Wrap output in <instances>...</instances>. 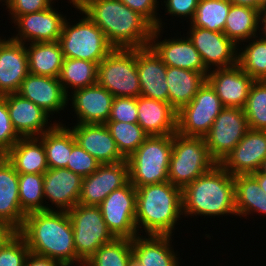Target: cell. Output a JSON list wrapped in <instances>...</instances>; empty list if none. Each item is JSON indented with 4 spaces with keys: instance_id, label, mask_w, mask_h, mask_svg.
<instances>
[{
    "instance_id": "d4e9b609",
    "label": "cell",
    "mask_w": 266,
    "mask_h": 266,
    "mask_svg": "<svg viewBox=\"0 0 266 266\" xmlns=\"http://www.w3.org/2000/svg\"><path fill=\"white\" fill-rule=\"evenodd\" d=\"M21 97L32 101L49 115L60 113L68 103L58 78L28 74L17 92Z\"/></svg>"
},
{
    "instance_id": "83f0119b",
    "label": "cell",
    "mask_w": 266,
    "mask_h": 266,
    "mask_svg": "<svg viewBox=\"0 0 266 266\" xmlns=\"http://www.w3.org/2000/svg\"><path fill=\"white\" fill-rule=\"evenodd\" d=\"M137 111V123L149 136L177 132V111L169 103L139 96Z\"/></svg>"
},
{
    "instance_id": "9c48e42d",
    "label": "cell",
    "mask_w": 266,
    "mask_h": 266,
    "mask_svg": "<svg viewBox=\"0 0 266 266\" xmlns=\"http://www.w3.org/2000/svg\"><path fill=\"white\" fill-rule=\"evenodd\" d=\"M78 258L85 263L115 237L108 230L99 206L77 204L68 211Z\"/></svg>"
},
{
    "instance_id": "b9f144b4",
    "label": "cell",
    "mask_w": 266,
    "mask_h": 266,
    "mask_svg": "<svg viewBox=\"0 0 266 266\" xmlns=\"http://www.w3.org/2000/svg\"><path fill=\"white\" fill-rule=\"evenodd\" d=\"M30 250L17 232L0 250V266H24Z\"/></svg>"
},
{
    "instance_id": "ffe728a7",
    "label": "cell",
    "mask_w": 266,
    "mask_h": 266,
    "mask_svg": "<svg viewBox=\"0 0 266 266\" xmlns=\"http://www.w3.org/2000/svg\"><path fill=\"white\" fill-rule=\"evenodd\" d=\"M136 66L140 96L169 103L167 66L150 46L136 49Z\"/></svg>"
},
{
    "instance_id": "681fc988",
    "label": "cell",
    "mask_w": 266,
    "mask_h": 266,
    "mask_svg": "<svg viewBox=\"0 0 266 266\" xmlns=\"http://www.w3.org/2000/svg\"><path fill=\"white\" fill-rule=\"evenodd\" d=\"M24 266H63L59 261L30 253Z\"/></svg>"
},
{
    "instance_id": "836d02e7",
    "label": "cell",
    "mask_w": 266,
    "mask_h": 266,
    "mask_svg": "<svg viewBox=\"0 0 266 266\" xmlns=\"http://www.w3.org/2000/svg\"><path fill=\"white\" fill-rule=\"evenodd\" d=\"M260 10L231 4L223 33L238 46L241 42H247L259 31Z\"/></svg>"
},
{
    "instance_id": "f35d334b",
    "label": "cell",
    "mask_w": 266,
    "mask_h": 266,
    "mask_svg": "<svg viewBox=\"0 0 266 266\" xmlns=\"http://www.w3.org/2000/svg\"><path fill=\"white\" fill-rule=\"evenodd\" d=\"M131 264V239L114 238L111 242L103 244L84 263V266H131Z\"/></svg>"
},
{
    "instance_id": "e0dca14e",
    "label": "cell",
    "mask_w": 266,
    "mask_h": 266,
    "mask_svg": "<svg viewBox=\"0 0 266 266\" xmlns=\"http://www.w3.org/2000/svg\"><path fill=\"white\" fill-rule=\"evenodd\" d=\"M254 81L238 65L214 68L207 74V82L215 90L224 107L243 109Z\"/></svg>"
},
{
    "instance_id": "4fadbf2b",
    "label": "cell",
    "mask_w": 266,
    "mask_h": 266,
    "mask_svg": "<svg viewBox=\"0 0 266 266\" xmlns=\"http://www.w3.org/2000/svg\"><path fill=\"white\" fill-rule=\"evenodd\" d=\"M188 38L200 54L205 68L210 71L238 65V45L223 32L190 26ZM237 49V50H236Z\"/></svg>"
},
{
    "instance_id": "7bdbcfd3",
    "label": "cell",
    "mask_w": 266,
    "mask_h": 266,
    "mask_svg": "<svg viewBox=\"0 0 266 266\" xmlns=\"http://www.w3.org/2000/svg\"><path fill=\"white\" fill-rule=\"evenodd\" d=\"M99 165L100 163L78 143L72 147L67 169L84 178L95 172Z\"/></svg>"
},
{
    "instance_id": "30bf717a",
    "label": "cell",
    "mask_w": 266,
    "mask_h": 266,
    "mask_svg": "<svg viewBox=\"0 0 266 266\" xmlns=\"http://www.w3.org/2000/svg\"><path fill=\"white\" fill-rule=\"evenodd\" d=\"M224 106L206 81L191 102L177 112V133L187 137H203Z\"/></svg>"
},
{
    "instance_id": "7dc6e473",
    "label": "cell",
    "mask_w": 266,
    "mask_h": 266,
    "mask_svg": "<svg viewBox=\"0 0 266 266\" xmlns=\"http://www.w3.org/2000/svg\"><path fill=\"white\" fill-rule=\"evenodd\" d=\"M125 5H127L130 9L138 12L143 17H145L154 28H163V22L161 18L157 16V8L159 7L157 0H120Z\"/></svg>"
},
{
    "instance_id": "816d5d0a",
    "label": "cell",
    "mask_w": 266,
    "mask_h": 266,
    "mask_svg": "<svg viewBox=\"0 0 266 266\" xmlns=\"http://www.w3.org/2000/svg\"><path fill=\"white\" fill-rule=\"evenodd\" d=\"M232 4L248 6L257 10H261L265 4L261 0H229Z\"/></svg>"
},
{
    "instance_id": "ac0fdd59",
    "label": "cell",
    "mask_w": 266,
    "mask_h": 266,
    "mask_svg": "<svg viewBox=\"0 0 266 266\" xmlns=\"http://www.w3.org/2000/svg\"><path fill=\"white\" fill-rule=\"evenodd\" d=\"M3 97L6 99L12 125L21 138L40 137L57 124L55 122L49 126L48 118L51 116L18 93L6 94Z\"/></svg>"
},
{
    "instance_id": "5b68a950",
    "label": "cell",
    "mask_w": 266,
    "mask_h": 266,
    "mask_svg": "<svg viewBox=\"0 0 266 266\" xmlns=\"http://www.w3.org/2000/svg\"><path fill=\"white\" fill-rule=\"evenodd\" d=\"M172 152V135L148 136L126 160L129 181L137 188L149 184L168 182Z\"/></svg>"
},
{
    "instance_id": "9f6ffc18",
    "label": "cell",
    "mask_w": 266,
    "mask_h": 266,
    "mask_svg": "<svg viewBox=\"0 0 266 266\" xmlns=\"http://www.w3.org/2000/svg\"><path fill=\"white\" fill-rule=\"evenodd\" d=\"M260 171L262 173L266 174V158H265V160L263 161V163L261 165Z\"/></svg>"
},
{
    "instance_id": "cb8c5ba5",
    "label": "cell",
    "mask_w": 266,
    "mask_h": 266,
    "mask_svg": "<svg viewBox=\"0 0 266 266\" xmlns=\"http://www.w3.org/2000/svg\"><path fill=\"white\" fill-rule=\"evenodd\" d=\"M43 178L44 200H50L56 211L68 212L78 204L83 181L81 176L67 168H49Z\"/></svg>"
},
{
    "instance_id": "277c9868",
    "label": "cell",
    "mask_w": 266,
    "mask_h": 266,
    "mask_svg": "<svg viewBox=\"0 0 266 266\" xmlns=\"http://www.w3.org/2000/svg\"><path fill=\"white\" fill-rule=\"evenodd\" d=\"M136 199L138 235L145 230L146 235L173 236L175 225L183 216L182 190L170 181L149 184L136 188Z\"/></svg>"
},
{
    "instance_id": "2e32d148",
    "label": "cell",
    "mask_w": 266,
    "mask_h": 266,
    "mask_svg": "<svg viewBox=\"0 0 266 266\" xmlns=\"http://www.w3.org/2000/svg\"><path fill=\"white\" fill-rule=\"evenodd\" d=\"M266 158V131L249 129L220 165L232 176L260 170Z\"/></svg>"
},
{
    "instance_id": "8fae6325",
    "label": "cell",
    "mask_w": 266,
    "mask_h": 266,
    "mask_svg": "<svg viewBox=\"0 0 266 266\" xmlns=\"http://www.w3.org/2000/svg\"><path fill=\"white\" fill-rule=\"evenodd\" d=\"M136 188L129 181L112 191L98 206L108 230L115 238L133 239L136 227Z\"/></svg>"
},
{
    "instance_id": "74e56055",
    "label": "cell",
    "mask_w": 266,
    "mask_h": 266,
    "mask_svg": "<svg viewBox=\"0 0 266 266\" xmlns=\"http://www.w3.org/2000/svg\"><path fill=\"white\" fill-rule=\"evenodd\" d=\"M247 41L249 44L245 48L238 47V66L255 81H264L266 80V39L254 36Z\"/></svg>"
},
{
    "instance_id": "c3c4849f",
    "label": "cell",
    "mask_w": 266,
    "mask_h": 266,
    "mask_svg": "<svg viewBox=\"0 0 266 266\" xmlns=\"http://www.w3.org/2000/svg\"><path fill=\"white\" fill-rule=\"evenodd\" d=\"M199 0H164L165 12L177 17H189L191 21L195 15Z\"/></svg>"
},
{
    "instance_id": "7c38bea8",
    "label": "cell",
    "mask_w": 266,
    "mask_h": 266,
    "mask_svg": "<svg viewBox=\"0 0 266 266\" xmlns=\"http://www.w3.org/2000/svg\"><path fill=\"white\" fill-rule=\"evenodd\" d=\"M249 129L243 109L224 107L204 136L211 157L220 164Z\"/></svg>"
},
{
    "instance_id": "60d3db41",
    "label": "cell",
    "mask_w": 266,
    "mask_h": 266,
    "mask_svg": "<svg viewBox=\"0 0 266 266\" xmlns=\"http://www.w3.org/2000/svg\"><path fill=\"white\" fill-rule=\"evenodd\" d=\"M243 110L250 129L266 131V80L254 81Z\"/></svg>"
},
{
    "instance_id": "f1b7e54d",
    "label": "cell",
    "mask_w": 266,
    "mask_h": 266,
    "mask_svg": "<svg viewBox=\"0 0 266 266\" xmlns=\"http://www.w3.org/2000/svg\"><path fill=\"white\" fill-rule=\"evenodd\" d=\"M4 156L21 174H44L49 169L43 142L38 137L20 138Z\"/></svg>"
},
{
    "instance_id": "1f68e13d",
    "label": "cell",
    "mask_w": 266,
    "mask_h": 266,
    "mask_svg": "<svg viewBox=\"0 0 266 266\" xmlns=\"http://www.w3.org/2000/svg\"><path fill=\"white\" fill-rule=\"evenodd\" d=\"M42 142L49 168H67L72 147L77 143L70 128L61 122L38 137Z\"/></svg>"
},
{
    "instance_id": "5bb4252c",
    "label": "cell",
    "mask_w": 266,
    "mask_h": 266,
    "mask_svg": "<svg viewBox=\"0 0 266 266\" xmlns=\"http://www.w3.org/2000/svg\"><path fill=\"white\" fill-rule=\"evenodd\" d=\"M129 182L127 160L100 164L95 172L83 178L78 204L98 206L112 191Z\"/></svg>"
},
{
    "instance_id": "7402d4cb",
    "label": "cell",
    "mask_w": 266,
    "mask_h": 266,
    "mask_svg": "<svg viewBox=\"0 0 266 266\" xmlns=\"http://www.w3.org/2000/svg\"><path fill=\"white\" fill-rule=\"evenodd\" d=\"M70 129L76 142L100 164H113L126 160L105 124H76Z\"/></svg>"
},
{
    "instance_id": "d590c367",
    "label": "cell",
    "mask_w": 266,
    "mask_h": 266,
    "mask_svg": "<svg viewBox=\"0 0 266 266\" xmlns=\"http://www.w3.org/2000/svg\"><path fill=\"white\" fill-rule=\"evenodd\" d=\"M18 180L20 206L26 215L32 212L55 211L53 207L43 204V174L18 173Z\"/></svg>"
},
{
    "instance_id": "ab89813d",
    "label": "cell",
    "mask_w": 266,
    "mask_h": 266,
    "mask_svg": "<svg viewBox=\"0 0 266 266\" xmlns=\"http://www.w3.org/2000/svg\"><path fill=\"white\" fill-rule=\"evenodd\" d=\"M108 127L118 150L127 159L149 136L138 123L107 121Z\"/></svg>"
},
{
    "instance_id": "6da1fadb",
    "label": "cell",
    "mask_w": 266,
    "mask_h": 266,
    "mask_svg": "<svg viewBox=\"0 0 266 266\" xmlns=\"http://www.w3.org/2000/svg\"><path fill=\"white\" fill-rule=\"evenodd\" d=\"M18 233L30 253L59 261L63 266H84L76 255L73 227L67 211L29 213Z\"/></svg>"
},
{
    "instance_id": "f5cc1de1",
    "label": "cell",
    "mask_w": 266,
    "mask_h": 266,
    "mask_svg": "<svg viewBox=\"0 0 266 266\" xmlns=\"http://www.w3.org/2000/svg\"><path fill=\"white\" fill-rule=\"evenodd\" d=\"M259 25H261V27L259 26V32L262 31V33H259L261 34L260 37L266 39V5L260 10Z\"/></svg>"
},
{
    "instance_id": "52a82bcc",
    "label": "cell",
    "mask_w": 266,
    "mask_h": 266,
    "mask_svg": "<svg viewBox=\"0 0 266 266\" xmlns=\"http://www.w3.org/2000/svg\"><path fill=\"white\" fill-rule=\"evenodd\" d=\"M83 19L70 25L66 19L62 26L59 43L64 58H75L99 64L114 48L102 30L79 7Z\"/></svg>"
},
{
    "instance_id": "8d00e7d4",
    "label": "cell",
    "mask_w": 266,
    "mask_h": 266,
    "mask_svg": "<svg viewBox=\"0 0 266 266\" xmlns=\"http://www.w3.org/2000/svg\"><path fill=\"white\" fill-rule=\"evenodd\" d=\"M229 0H199L193 19L194 27L223 32L231 6Z\"/></svg>"
},
{
    "instance_id": "d6986e66",
    "label": "cell",
    "mask_w": 266,
    "mask_h": 266,
    "mask_svg": "<svg viewBox=\"0 0 266 266\" xmlns=\"http://www.w3.org/2000/svg\"><path fill=\"white\" fill-rule=\"evenodd\" d=\"M162 29L154 28L149 46L159 56V58L169 67H177L200 73H208L199 52L188 38L164 39L158 41ZM186 38V39H185ZM157 41V42H156Z\"/></svg>"
},
{
    "instance_id": "f546056e",
    "label": "cell",
    "mask_w": 266,
    "mask_h": 266,
    "mask_svg": "<svg viewBox=\"0 0 266 266\" xmlns=\"http://www.w3.org/2000/svg\"><path fill=\"white\" fill-rule=\"evenodd\" d=\"M207 74L167 66L166 82L169 92V104L177 112L183 106L189 104L207 81Z\"/></svg>"
},
{
    "instance_id": "7a4b0ae2",
    "label": "cell",
    "mask_w": 266,
    "mask_h": 266,
    "mask_svg": "<svg viewBox=\"0 0 266 266\" xmlns=\"http://www.w3.org/2000/svg\"><path fill=\"white\" fill-rule=\"evenodd\" d=\"M78 7L102 30L113 48L149 46L154 26L120 0H83Z\"/></svg>"
},
{
    "instance_id": "4dcf8cb0",
    "label": "cell",
    "mask_w": 266,
    "mask_h": 266,
    "mask_svg": "<svg viewBox=\"0 0 266 266\" xmlns=\"http://www.w3.org/2000/svg\"><path fill=\"white\" fill-rule=\"evenodd\" d=\"M26 46L30 74L59 77L64 60L59 41L27 43Z\"/></svg>"
},
{
    "instance_id": "603a6c76",
    "label": "cell",
    "mask_w": 266,
    "mask_h": 266,
    "mask_svg": "<svg viewBox=\"0 0 266 266\" xmlns=\"http://www.w3.org/2000/svg\"><path fill=\"white\" fill-rule=\"evenodd\" d=\"M28 74L26 44L0 37V96L17 93Z\"/></svg>"
},
{
    "instance_id": "6f0895ef",
    "label": "cell",
    "mask_w": 266,
    "mask_h": 266,
    "mask_svg": "<svg viewBox=\"0 0 266 266\" xmlns=\"http://www.w3.org/2000/svg\"><path fill=\"white\" fill-rule=\"evenodd\" d=\"M1 1L4 2L3 5H7L8 2H9V0H0V2H1ZM5 3H6V4H5Z\"/></svg>"
},
{
    "instance_id": "9a60e30c",
    "label": "cell",
    "mask_w": 266,
    "mask_h": 266,
    "mask_svg": "<svg viewBox=\"0 0 266 266\" xmlns=\"http://www.w3.org/2000/svg\"><path fill=\"white\" fill-rule=\"evenodd\" d=\"M65 20L66 16L52 6L40 12L20 15L13 21L18 34L11 39L23 44L59 41Z\"/></svg>"
},
{
    "instance_id": "3957f363",
    "label": "cell",
    "mask_w": 266,
    "mask_h": 266,
    "mask_svg": "<svg viewBox=\"0 0 266 266\" xmlns=\"http://www.w3.org/2000/svg\"><path fill=\"white\" fill-rule=\"evenodd\" d=\"M182 211L185 217L236 216L234 176L216 164L182 189Z\"/></svg>"
},
{
    "instance_id": "484cf974",
    "label": "cell",
    "mask_w": 266,
    "mask_h": 266,
    "mask_svg": "<svg viewBox=\"0 0 266 266\" xmlns=\"http://www.w3.org/2000/svg\"><path fill=\"white\" fill-rule=\"evenodd\" d=\"M171 237L140 234L135 236L131 239V266H180V257H177V251L175 253L173 245L170 244Z\"/></svg>"
},
{
    "instance_id": "ba28073f",
    "label": "cell",
    "mask_w": 266,
    "mask_h": 266,
    "mask_svg": "<svg viewBox=\"0 0 266 266\" xmlns=\"http://www.w3.org/2000/svg\"><path fill=\"white\" fill-rule=\"evenodd\" d=\"M97 83L114 97H139L136 49L114 48L98 64Z\"/></svg>"
},
{
    "instance_id": "e575fe53",
    "label": "cell",
    "mask_w": 266,
    "mask_h": 266,
    "mask_svg": "<svg viewBox=\"0 0 266 266\" xmlns=\"http://www.w3.org/2000/svg\"><path fill=\"white\" fill-rule=\"evenodd\" d=\"M98 64L92 61L64 58L58 77L65 93L68 95V88L75 91L97 83Z\"/></svg>"
},
{
    "instance_id": "f907efd6",
    "label": "cell",
    "mask_w": 266,
    "mask_h": 266,
    "mask_svg": "<svg viewBox=\"0 0 266 266\" xmlns=\"http://www.w3.org/2000/svg\"><path fill=\"white\" fill-rule=\"evenodd\" d=\"M18 231L7 224L0 223V250Z\"/></svg>"
},
{
    "instance_id": "11a10c76",
    "label": "cell",
    "mask_w": 266,
    "mask_h": 266,
    "mask_svg": "<svg viewBox=\"0 0 266 266\" xmlns=\"http://www.w3.org/2000/svg\"><path fill=\"white\" fill-rule=\"evenodd\" d=\"M70 3H72V5L75 7H78L82 2L83 0H69Z\"/></svg>"
},
{
    "instance_id": "bcb514c9",
    "label": "cell",
    "mask_w": 266,
    "mask_h": 266,
    "mask_svg": "<svg viewBox=\"0 0 266 266\" xmlns=\"http://www.w3.org/2000/svg\"><path fill=\"white\" fill-rule=\"evenodd\" d=\"M53 0H9L6 10L14 21L18 16L43 11L53 6Z\"/></svg>"
},
{
    "instance_id": "ee69618b",
    "label": "cell",
    "mask_w": 266,
    "mask_h": 266,
    "mask_svg": "<svg viewBox=\"0 0 266 266\" xmlns=\"http://www.w3.org/2000/svg\"><path fill=\"white\" fill-rule=\"evenodd\" d=\"M20 138L12 125L6 99L0 96V155H5Z\"/></svg>"
},
{
    "instance_id": "4316f807",
    "label": "cell",
    "mask_w": 266,
    "mask_h": 266,
    "mask_svg": "<svg viewBox=\"0 0 266 266\" xmlns=\"http://www.w3.org/2000/svg\"><path fill=\"white\" fill-rule=\"evenodd\" d=\"M18 172L4 155H0V223L22 227L26 214L19 201Z\"/></svg>"
},
{
    "instance_id": "db71d44e",
    "label": "cell",
    "mask_w": 266,
    "mask_h": 266,
    "mask_svg": "<svg viewBox=\"0 0 266 266\" xmlns=\"http://www.w3.org/2000/svg\"><path fill=\"white\" fill-rule=\"evenodd\" d=\"M252 175L258 180L260 188L266 194V174H264L260 170H258L257 172L252 173Z\"/></svg>"
},
{
    "instance_id": "44dd1931",
    "label": "cell",
    "mask_w": 266,
    "mask_h": 266,
    "mask_svg": "<svg viewBox=\"0 0 266 266\" xmlns=\"http://www.w3.org/2000/svg\"><path fill=\"white\" fill-rule=\"evenodd\" d=\"M77 124H105L110 116L114 96L98 83L71 92ZM71 96V98H70Z\"/></svg>"
},
{
    "instance_id": "8992f818",
    "label": "cell",
    "mask_w": 266,
    "mask_h": 266,
    "mask_svg": "<svg viewBox=\"0 0 266 266\" xmlns=\"http://www.w3.org/2000/svg\"><path fill=\"white\" fill-rule=\"evenodd\" d=\"M218 164L203 137L172 135L168 180L181 190Z\"/></svg>"
},
{
    "instance_id": "d6a6232c",
    "label": "cell",
    "mask_w": 266,
    "mask_h": 266,
    "mask_svg": "<svg viewBox=\"0 0 266 266\" xmlns=\"http://www.w3.org/2000/svg\"><path fill=\"white\" fill-rule=\"evenodd\" d=\"M234 186L237 216L247 217L255 212L266 216V194L252 174L234 176Z\"/></svg>"
},
{
    "instance_id": "f6af8a7d",
    "label": "cell",
    "mask_w": 266,
    "mask_h": 266,
    "mask_svg": "<svg viewBox=\"0 0 266 266\" xmlns=\"http://www.w3.org/2000/svg\"><path fill=\"white\" fill-rule=\"evenodd\" d=\"M108 121L137 123V98L114 97Z\"/></svg>"
}]
</instances>
